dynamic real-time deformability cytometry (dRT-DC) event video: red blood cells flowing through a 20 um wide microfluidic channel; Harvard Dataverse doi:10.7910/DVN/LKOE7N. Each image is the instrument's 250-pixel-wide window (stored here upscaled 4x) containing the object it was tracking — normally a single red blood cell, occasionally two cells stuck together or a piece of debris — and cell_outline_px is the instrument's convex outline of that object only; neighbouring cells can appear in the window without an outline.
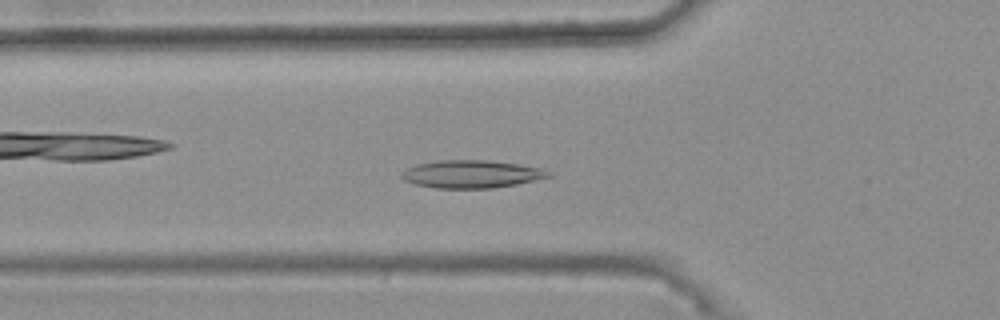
{"species": "common noctule bat (a hibernating species)", "species_latin": "Nyctalus noctula", "temperature_condition": "warm", "stored_images_in_passage": 43, "camera_frame_rate_fps": 3000, "um_per_image_px": 0.085, "animal": {"sex": "female", "body_mass_g": 25.1}, "frame": {"image": 1, "passage_image": 16, "time_ms": 5.0, "image_size_px": [1000, 320], "cell_outline_px": [[552, 176], [516, 184], [492, 188], [436, 188], [416, 184], [404, 180], [400, 176], [400, 172], [416, 164], [436, 160], [488, 160], [520, 164], [540, 168], [552, 172]], "centroid_in_image_um": [40.06, 14.79], "position_along_channel_um": 85.7, "area_um2": 23.81}}
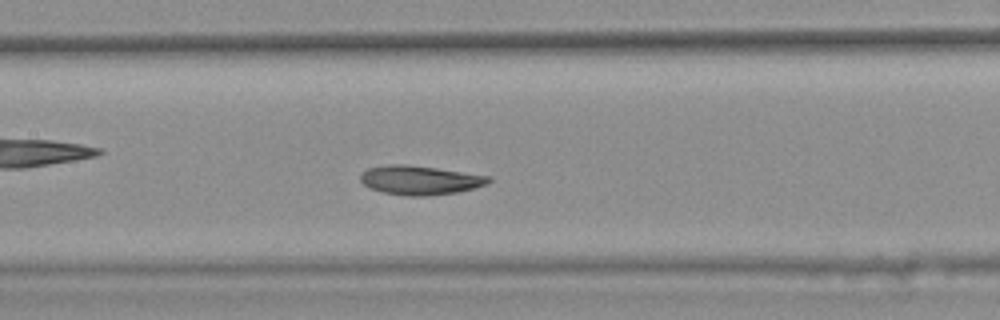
{"frame": {"image": 2, "passage_image": 23, "time_ms": 7.333, "image_size_px": [1000, 320], "cell_outline_px": [[492, 180], [488, 184], [456, 192], [428, 196], [404, 196], [384, 192], [368, 188], [360, 180], [360, 176], [368, 168], [388, 164], [404, 164], [436, 168], [492, 176]], "centroid_in_image_um": [35.7, 15.31], "position_along_channel_um": 171.7, "area_um2": 21.73}}
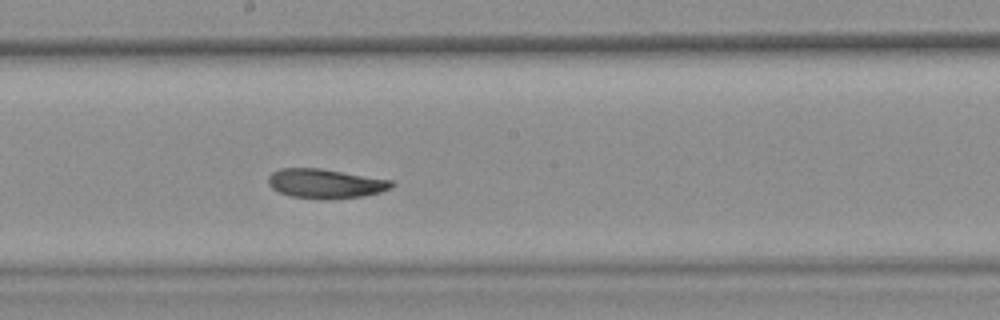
{"frame": {"image": 3, "passage_image": 27, "time_ms": 8.667, "image_size_px": [1000, 320], "cell_outline_px": [[396, 184], [392, 188], [380, 192], [364, 196], [332, 200], [320, 200], [292, 196], [280, 192], [272, 188], [268, 184], [268, 176], [272, 172], [280, 168], [320, 168], [392, 180]], "centroid_in_image_um": [27.68, 15.61], "position_along_channel_um": 220.5, "area_um2": 21.44}, "authors_computed_cell_mechanics": {"area_um2": 21.7328, "velocity_mm_per_s": 3.6759, "shape_relaxation_time_tau1_ms": 8.6618, "shape_relaxation_time_tau2_ms": 4.125, "deformation_change_tau1": 0.1495, "deformation_change_tau2": 0.089}}